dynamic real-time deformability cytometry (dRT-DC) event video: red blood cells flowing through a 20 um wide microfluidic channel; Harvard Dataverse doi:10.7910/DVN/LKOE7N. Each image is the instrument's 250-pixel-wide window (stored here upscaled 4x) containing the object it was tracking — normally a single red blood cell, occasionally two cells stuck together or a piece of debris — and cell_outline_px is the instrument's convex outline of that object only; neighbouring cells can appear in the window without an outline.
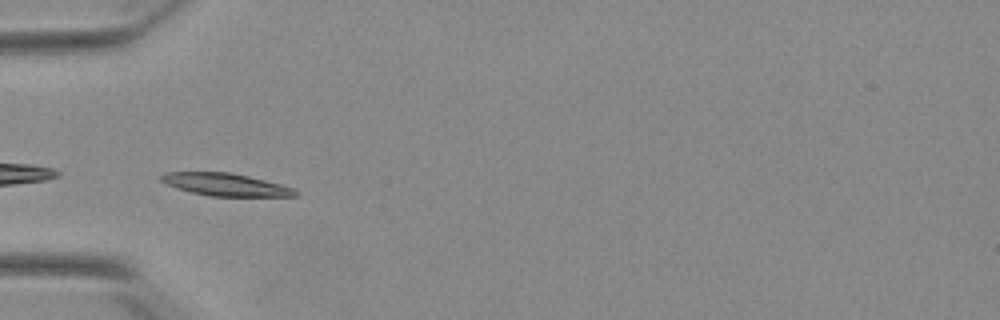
{"species": "Egyptian fruit bat (a non-hibernating species)", "species_latin": "Rousettus aegyptiacus", "temperature_condition": "warm", "stored_images_in_passage": 20, "camera_frame_rate_fps": 3000, "um_per_image_px": 0.085, "animal": {"sex": "female"}, "frame": {"image": 1, "passage_image": 1, "time_ms": 0.0, "image_size_px": [1000, 320], "cell_outline_px": [[300, 196], [208, 196], [176, 188], [160, 180], [156, 176], [164, 172], [232, 172], [280, 184], [292, 188], [300, 192]], "centroid_in_image_um": [19.14, 15.68], "position_along_channel_um": 65.9, "area_um2": 17.69}}
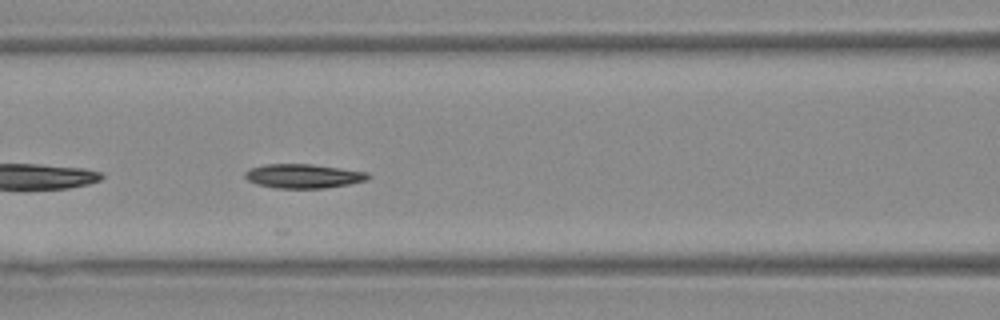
{"frame": {"image": 2, "passage_image": 7, "time_ms": 2.0, "image_size_px": [1000, 320], "cell_outline_px": [[372, 176], [368, 180], [348, 184], [324, 188], [276, 188], [256, 184], [248, 180], [244, 176], [244, 172], [252, 168], [264, 164], [312, 164], [368, 172]], "centroid_in_image_um": [25.8, 14.96], "position_along_channel_um": 140.8, "area_um2": 17.34}}
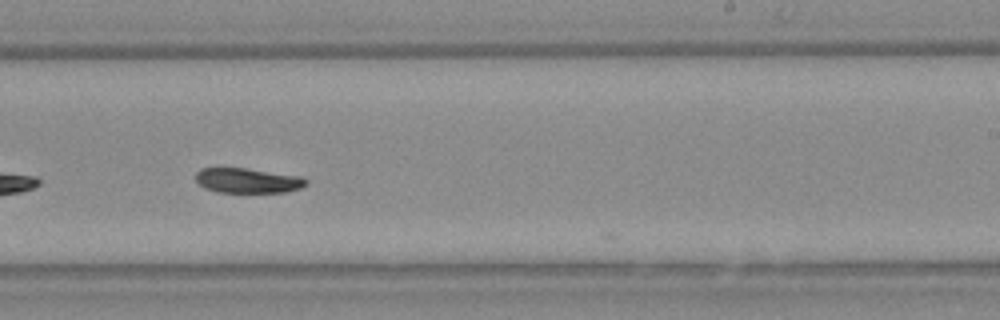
{"frame": {"image": 3, "passage_image": 17, "time_ms": 5.333, "image_size_px": [1000, 320], "cell_outline_px": [[308, 184], [300, 188], [284, 192], [216, 192], [204, 188], [196, 180], [196, 172], [200, 168], [244, 168], [300, 176], [308, 180]], "centroid_in_image_um": [21.04, 15.35], "position_along_channel_um": 268.0, "area_um2": 15.95}}